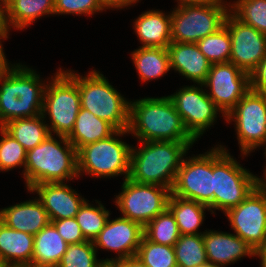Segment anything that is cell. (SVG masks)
Masks as SVG:
<instances>
[{
	"mask_svg": "<svg viewBox=\"0 0 266 267\" xmlns=\"http://www.w3.org/2000/svg\"><path fill=\"white\" fill-rule=\"evenodd\" d=\"M128 133L147 141L195 142L169 96L130 101Z\"/></svg>",
	"mask_w": 266,
	"mask_h": 267,
	"instance_id": "cell-1",
	"label": "cell"
},
{
	"mask_svg": "<svg viewBox=\"0 0 266 267\" xmlns=\"http://www.w3.org/2000/svg\"><path fill=\"white\" fill-rule=\"evenodd\" d=\"M131 147L129 179L172 189L184 156L194 142L147 141ZM138 149V150H137Z\"/></svg>",
	"mask_w": 266,
	"mask_h": 267,
	"instance_id": "cell-2",
	"label": "cell"
},
{
	"mask_svg": "<svg viewBox=\"0 0 266 267\" xmlns=\"http://www.w3.org/2000/svg\"><path fill=\"white\" fill-rule=\"evenodd\" d=\"M27 66L14 64L0 75V127L7 122L42 114L46 85Z\"/></svg>",
	"mask_w": 266,
	"mask_h": 267,
	"instance_id": "cell-3",
	"label": "cell"
},
{
	"mask_svg": "<svg viewBox=\"0 0 266 267\" xmlns=\"http://www.w3.org/2000/svg\"><path fill=\"white\" fill-rule=\"evenodd\" d=\"M50 134L39 145L27 151L23 178L26 189L41 183L68 182L77 172V150L65 136L58 141ZM63 144V146H62Z\"/></svg>",
	"mask_w": 266,
	"mask_h": 267,
	"instance_id": "cell-4",
	"label": "cell"
},
{
	"mask_svg": "<svg viewBox=\"0 0 266 267\" xmlns=\"http://www.w3.org/2000/svg\"><path fill=\"white\" fill-rule=\"evenodd\" d=\"M257 186V176L243 168L224 146L213 148V210L226 213Z\"/></svg>",
	"mask_w": 266,
	"mask_h": 267,
	"instance_id": "cell-5",
	"label": "cell"
},
{
	"mask_svg": "<svg viewBox=\"0 0 266 267\" xmlns=\"http://www.w3.org/2000/svg\"><path fill=\"white\" fill-rule=\"evenodd\" d=\"M81 108L112 124L117 130H128L130 102L99 71L86 76L76 73Z\"/></svg>",
	"mask_w": 266,
	"mask_h": 267,
	"instance_id": "cell-6",
	"label": "cell"
},
{
	"mask_svg": "<svg viewBox=\"0 0 266 267\" xmlns=\"http://www.w3.org/2000/svg\"><path fill=\"white\" fill-rule=\"evenodd\" d=\"M51 79L45 88L42 115L44 118L49 116L50 125L47 123V126L50 134L67 137L81 109L76 73L59 68Z\"/></svg>",
	"mask_w": 266,
	"mask_h": 267,
	"instance_id": "cell-7",
	"label": "cell"
},
{
	"mask_svg": "<svg viewBox=\"0 0 266 267\" xmlns=\"http://www.w3.org/2000/svg\"><path fill=\"white\" fill-rule=\"evenodd\" d=\"M126 133L128 134V130H117L106 139L81 147L77 151L78 177L85 172L97 178L123 174H125V179L129 178L132 146L117 137Z\"/></svg>",
	"mask_w": 266,
	"mask_h": 267,
	"instance_id": "cell-8",
	"label": "cell"
},
{
	"mask_svg": "<svg viewBox=\"0 0 266 267\" xmlns=\"http://www.w3.org/2000/svg\"><path fill=\"white\" fill-rule=\"evenodd\" d=\"M231 6L182 5L171 12L172 42L197 43L225 24Z\"/></svg>",
	"mask_w": 266,
	"mask_h": 267,
	"instance_id": "cell-9",
	"label": "cell"
},
{
	"mask_svg": "<svg viewBox=\"0 0 266 267\" xmlns=\"http://www.w3.org/2000/svg\"><path fill=\"white\" fill-rule=\"evenodd\" d=\"M122 191L115 197L122 217L145 227L168 208L171 189L153 184H142L124 179Z\"/></svg>",
	"mask_w": 266,
	"mask_h": 267,
	"instance_id": "cell-10",
	"label": "cell"
},
{
	"mask_svg": "<svg viewBox=\"0 0 266 267\" xmlns=\"http://www.w3.org/2000/svg\"><path fill=\"white\" fill-rule=\"evenodd\" d=\"M235 122L237 139L243 156L266 144V95L251 89L225 116Z\"/></svg>",
	"mask_w": 266,
	"mask_h": 267,
	"instance_id": "cell-11",
	"label": "cell"
},
{
	"mask_svg": "<svg viewBox=\"0 0 266 267\" xmlns=\"http://www.w3.org/2000/svg\"><path fill=\"white\" fill-rule=\"evenodd\" d=\"M171 194L202 203L213 209V148L205 154L183 159Z\"/></svg>",
	"mask_w": 266,
	"mask_h": 267,
	"instance_id": "cell-12",
	"label": "cell"
},
{
	"mask_svg": "<svg viewBox=\"0 0 266 267\" xmlns=\"http://www.w3.org/2000/svg\"><path fill=\"white\" fill-rule=\"evenodd\" d=\"M225 216L235 235L255 251L266 245V193L259 186Z\"/></svg>",
	"mask_w": 266,
	"mask_h": 267,
	"instance_id": "cell-13",
	"label": "cell"
},
{
	"mask_svg": "<svg viewBox=\"0 0 266 267\" xmlns=\"http://www.w3.org/2000/svg\"><path fill=\"white\" fill-rule=\"evenodd\" d=\"M203 86L209 87L210 92H207V95L214 101L225 119V116L251 89L250 74L231 62L214 63Z\"/></svg>",
	"mask_w": 266,
	"mask_h": 267,
	"instance_id": "cell-14",
	"label": "cell"
},
{
	"mask_svg": "<svg viewBox=\"0 0 266 267\" xmlns=\"http://www.w3.org/2000/svg\"><path fill=\"white\" fill-rule=\"evenodd\" d=\"M198 86H185L178 92L168 95L181 116L186 130L196 141L206 129L214 125L218 112L221 113L207 95V91L202 88L203 84Z\"/></svg>",
	"mask_w": 266,
	"mask_h": 267,
	"instance_id": "cell-15",
	"label": "cell"
},
{
	"mask_svg": "<svg viewBox=\"0 0 266 267\" xmlns=\"http://www.w3.org/2000/svg\"><path fill=\"white\" fill-rule=\"evenodd\" d=\"M224 25L229 31L232 44L229 62L251 74L266 56V35L243 24L231 12Z\"/></svg>",
	"mask_w": 266,
	"mask_h": 267,
	"instance_id": "cell-16",
	"label": "cell"
},
{
	"mask_svg": "<svg viewBox=\"0 0 266 267\" xmlns=\"http://www.w3.org/2000/svg\"><path fill=\"white\" fill-rule=\"evenodd\" d=\"M143 237V227L130 219L118 217L107 219L104 228L93 240L94 247L118 252V257L110 260H121L134 257ZM98 247V248H97Z\"/></svg>",
	"mask_w": 266,
	"mask_h": 267,
	"instance_id": "cell-17",
	"label": "cell"
},
{
	"mask_svg": "<svg viewBox=\"0 0 266 267\" xmlns=\"http://www.w3.org/2000/svg\"><path fill=\"white\" fill-rule=\"evenodd\" d=\"M28 191L38 194L50 221L75 217L86 201L65 182L36 184Z\"/></svg>",
	"mask_w": 266,
	"mask_h": 267,
	"instance_id": "cell-18",
	"label": "cell"
},
{
	"mask_svg": "<svg viewBox=\"0 0 266 267\" xmlns=\"http://www.w3.org/2000/svg\"><path fill=\"white\" fill-rule=\"evenodd\" d=\"M207 260L212 267H225L245 256H256V251L235 234L211 231L203 232Z\"/></svg>",
	"mask_w": 266,
	"mask_h": 267,
	"instance_id": "cell-19",
	"label": "cell"
},
{
	"mask_svg": "<svg viewBox=\"0 0 266 267\" xmlns=\"http://www.w3.org/2000/svg\"><path fill=\"white\" fill-rule=\"evenodd\" d=\"M167 50L170 69L178 71L197 85L206 81L212 63L200 51L197 43L171 42Z\"/></svg>",
	"mask_w": 266,
	"mask_h": 267,
	"instance_id": "cell-20",
	"label": "cell"
},
{
	"mask_svg": "<svg viewBox=\"0 0 266 267\" xmlns=\"http://www.w3.org/2000/svg\"><path fill=\"white\" fill-rule=\"evenodd\" d=\"M0 221L14 230L31 235H36L51 222L38 198L1 209Z\"/></svg>",
	"mask_w": 266,
	"mask_h": 267,
	"instance_id": "cell-21",
	"label": "cell"
},
{
	"mask_svg": "<svg viewBox=\"0 0 266 267\" xmlns=\"http://www.w3.org/2000/svg\"><path fill=\"white\" fill-rule=\"evenodd\" d=\"M34 235L14 230L0 221V258L10 267H29Z\"/></svg>",
	"mask_w": 266,
	"mask_h": 267,
	"instance_id": "cell-22",
	"label": "cell"
},
{
	"mask_svg": "<svg viewBox=\"0 0 266 267\" xmlns=\"http://www.w3.org/2000/svg\"><path fill=\"white\" fill-rule=\"evenodd\" d=\"M133 28L142 47L167 48L172 42L171 13L166 15L162 11H145L137 17Z\"/></svg>",
	"mask_w": 266,
	"mask_h": 267,
	"instance_id": "cell-23",
	"label": "cell"
},
{
	"mask_svg": "<svg viewBox=\"0 0 266 267\" xmlns=\"http://www.w3.org/2000/svg\"><path fill=\"white\" fill-rule=\"evenodd\" d=\"M117 129L104 119L96 117L92 112L81 108L78 112L68 141L78 151L81 147L106 139L113 135Z\"/></svg>",
	"mask_w": 266,
	"mask_h": 267,
	"instance_id": "cell-24",
	"label": "cell"
},
{
	"mask_svg": "<svg viewBox=\"0 0 266 267\" xmlns=\"http://www.w3.org/2000/svg\"><path fill=\"white\" fill-rule=\"evenodd\" d=\"M54 4L55 0H6L5 24L9 28L24 29L44 14L54 15Z\"/></svg>",
	"mask_w": 266,
	"mask_h": 267,
	"instance_id": "cell-25",
	"label": "cell"
},
{
	"mask_svg": "<svg viewBox=\"0 0 266 267\" xmlns=\"http://www.w3.org/2000/svg\"><path fill=\"white\" fill-rule=\"evenodd\" d=\"M31 265H58L66 252L68 243L50 222L34 235Z\"/></svg>",
	"mask_w": 266,
	"mask_h": 267,
	"instance_id": "cell-26",
	"label": "cell"
},
{
	"mask_svg": "<svg viewBox=\"0 0 266 267\" xmlns=\"http://www.w3.org/2000/svg\"><path fill=\"white\" fill-rule=\"evenodd\" d=\"M131 56L141 81L156 80L170 70L167 48L141 46Z\"/></svg>",
	"mask_w": 266,
	"mask_h": 267,
	"instance_id": "cell-27",
	"label": "cell"
},
{
	"mask_svg": "<svg viewBox=\"0 0 266 267\" xmlns=\"http://www.w3.org/2000/svg\"><path fill=\"white\" fill-rule=\"evenodd\" d=\"M44 120L45 118L42 114L36 117L18 118L7 122L2 128L28 151L39 145L50 135Z\"/></svg>",
	"mask_w": 266,
	"mask_h": 267,
	"instance_id": "cell-28",
	"label": "cell"
},
{
	"mask_svg": "<svg viewBox=\"0 0 266 267\" xmlns=\"http://www.w3.org/2000/svg\"><path fill=\"white\" fill-rule=\"evenodd\" d=\"M168 209L174 215L181 235L204 234L198 232V228L203 223L205 209L210 210L208 206L171 194L168 201Z\"/></svg>",
	"mask_w": 266,
	"mask_h": 267,
	"instance_id": "cell-29",
	"label": "cell"
},
{
	"mask_svg": "<svg viewBox=\"0 0 266 267\" xmlns=\"http://www.w3.org/2000/svg\"><path fill=\"white\" fill-rule=\"evenodd\" d=\"M173 247L178 267H203L209 265L203 234L180 235Z\"/></svg>",
	"mask_w": 266,
	"mask_h": 267,
	"instance_id": "cell-30",
	"label": "cell"
},
{
	"mask_svg": "<svg viewBox=\"0 0 266 267\" xmlns=\"http://www.w3.org/2000/svg\"><path fill=\"white\" fill-rule=\"evenodd\" d=\"M143 235L154 243L174 246L181 233L174 215L167 208L143 227Z\"/></svg>",
	"mask_w": 266,
	"mask_h": 267,
	"instance_id": "cell-31",
	"label": "cell"
},
{
	"mask_svg": "<svg viewBox=\"0 0 266 267\" xmlns=\"http://www.w3.org/2000/svg\"><path fill=\"white\" fill-rule=\"evenodd\" d=\"M96 203L98 206L85 201L75 216L84 238L89 241H93L99 235L110 215L100 201Z\"/></svg>",
	"mask_w": 266,
	"mask_h": 267,
	"instance_id": "cell-32",
	"label": "cell"
},
{
	"mask_svg": "<svg viewBox=\"0 0 266 267\" xmlns=\"http://www.w3.org/2000/svg\"><path fill=\"white\" fill-rule=\"evenodd\" d=\"M197 45L212 64L230 61L232 44L229 31L225 25L217 32L199 40Z\"/></svg>",
	"mask_w": 266,
	"mask_h": 267,
	"instance_id": "cell-33",
	"label": "cell"
},
{
	"mask_svg": "<svg viewBox=\"0 0 266 267\" xmlns=\"http://www.w3.org/2000/svg\"><path fill=\"white\" fill-rule=\"evenodd\" d=\"M135 257L147 267H178L173 246L154 243L144 235Z\"/></svg>",
	"mask_w": 266,
	"mask_h": 267,
	"instance_id": "cell-34",
	"label": "cell"
},
{
	"mask_svg": "<svg viewBox=\"0 0 266 267\" xmlns=\"http://www.w3.org/2000/svg\"><path fill=\"white\" fill-rule=\"evenodd\" d=\"M230 12L243 24L266 35V0H237Z\"/></svg>",
	"mask_w": 266,
	"mask_h": 267,
	"instance_id": "cell-35",
	"label": "cell"
},
{
	"mask_svg": "<svg viewBox=\"0 0 266 267\" xmlns=\"http://www.w3.org/2000/svg\"><path fill=\"white\" fill-rule=\"evenodd\" d=\"M98 251L93 241L68 244L66 252L62 256L59 267H97L100 260L97 259Z\"/></svg>",
	"mask_w": 266,
	"mask_h": 267,
	"instance_id": "cell-36",
	"label": "cell"
},
{
	"mask_svg": "<svg viewBox=\"0 0 266 267\" xmlns=\"http://www.w3.org/2000/svg\"><path fill=\"white\" fill-rule=\"evenodd\" d=\"M0 170L9 171L18 166L25 168L27 151L2 127H0Z\"/></svg>",
	"mask_w": 266,
	"mask_h": 267,
	"instance_id": "cell-37",
	"label": "cell"
},
{
	"mask_svg": "<svg viewBox=\"0 0 266 267\" xmlns=\"http://www.w3.org/2000/svg\"><path fill=\"white\" fill-rule=\"evenodd\" d=\"M107 9L101 0H55L54 14L92 15Z\"/></svg>",
	"mask_w": 266,
	"mask_h": 267,
	"instance_id": "cell-38",
	"label": "cell"
},
{
	"mask_svg": "<svg viewBox=\"0 0 266 267\" xmlns=\"http://www.w3.org/2000/svg\"><path fill=\"white\" fill-rule=\"evenodd\" d=\"M57 232L68 244L80 243L87 241L76 221L75 217L51 221Z\"/></svg>",
	"mask_w": 266,
	"mask_h": 267,
	"instance_id": "cell-39",
	"label": "cell"
},
{
	"mask_svg": "<svg viewBox=\"0 0 266 267\" xmlns=\"http://www.w3.org/2000/svg\"><path fill=\"white\" fill-rule=\"evenodd\" d=\"M251 90L266 95V56L250 74Z\"/></svg>",
	"mask_w": 266,
	"mask_h": 267,
	"instance_id": "cell-40",
	"label": "cell"
},
{
	"mask_svg": "<svg viewBox=\"0 0 266 267\" xmlns=\"http://www.w3.org/2000/svg\"><path fill=\"white\" fill-rule=\"evenodd\" d=\"M10 29L6 24H0V75L5 74L9 71L14 65H9L6 56L4 54V48L2 46L1 40L8 38V33Z\"/></svg>",
	"mask_w": 266,
	"mask_h": 267,
	"instance_id": "cell-41",
	"label": "cell"
},
{
	"mask_svg": "<svg viewBox=\"0 0 266 267\" xmlns=\"http://www.w3.org/2000/svg\"><path fill=\"white\" fill-rule=\"evenodd\" d=\"M177 2L179 3L178 6L193 5V4L215 5V6H231L230 4L226 3L227 1H224V0H177Z\"/></svg>",
	"mask_w": 266,
	"mask_h": 267,
	"instance_id": "cell-42",
	"label": "cell"
},
{
	"mask_svg": "<svg viewBox=\"0 0 266 267\" xmlns=\"http://www.w3.org/2000/svg\"><path fill=\"white\" fill-rule=\"evenodd\" d=\"M107 9L117 8L122 9L123 7H128L133 3L139 2V0H101Z\"/></svg>",
	"mask_w": 266,
	"mask_h": 267,
	"instance_id": "cell-43",
	"label": "cell"
},
{
	"mask_svg": "<svg viewBox=\"0 0 266 267\" xmlns=\"http://www.w3.org/2000/svg\"><path fill=\"white\" fill-rule=\"evenodd\" d=\"M122 267H147L138 258L129 257L127 259H122Z\"/></svg>",
	"mask_w": 266,
	"mask_h": 267,
	"instance_id": "cell-44",
	"label": "cell"
},
{
	"mask_svg": "<svg viewBox=\"0 0 266 267\" xmlns=\"http://www.w3.org/2000/svg\"><path fill=\"white\" fill-rule=\"evenodd\" d=\"M97 267H122L121 260H110L109 258L103 259L99 262Z\"/></svg>",
	"mask_w": 266,
	"mask_h": 267,
	"instance_id": "cell-45",
	"label": "cell"
},
{
	"mask_svg": "<svg viewBox=\"0 0 266 267\" xmlns=\"http://www.w3.org/2000/svg\"><path fill=\"white\" fill-rule=\"evenodd\" d=\"M256 256L261 259V267H266V245L256 251Z\"/></svg>",
	"mask_w": 266,
	"mask_h": 267,
	"instance_id": "cell-46",
	"label": "cell"
},
{
	"mask_svg": "<svg viewBox=\"0 0 266 267\" xmlns=\"http://www.w3.org/2000/svg\"><path fill=\"white\" fill-rule=\"evenodd\" d=\"M258 179V186L266 193V173H264V179L259 178Z\"/></svg>",
	"mask_w": 266,
	"mask_h": 267,
	"instance_id": "cell-47",
	"label": "cell"
},
{
	"mask_svg": "<svg viewBox=\"0 0 266 267\" xmlns=\"http://www.w3.org/2000/svg\"><path fill=\"white\" fill-rule=\"evenodd\" d=\"M0 24H5L4 21V2L0 0Z\"/></svg>",
	"mask_w": 266,
	"mask_h": 267,
	"instance_id": "cell-48",
	"label": "cell"
},
{
	"mask_svg": "<svg viewBox=\"0 0 266 267\" xmlns=\"http://www.w3.org/2000/svg\"><path fill=\"white\" fill-rule=\"evenodd\" d=\"M29 267H59L58 265H30Z\"/></svg>",
	"mask_w": 266,
	"mask_h": 267,
	"instance_id": "cell-49",
	"label": "cell"
},
{
	"mask_svg": "<svg viewBox=\"0 0 266 267\" xmlns=\"http://www.w3.org/2000/svg\"><path fill=\"white\" fill-rule=\"evenodd\" d=\"M0 267H10L2 258H0Z\"/></svg>",
	"mask_w": 266,
	"mask_h": 267,
	"instance_id": "cell-50",
	"label": "cell"
},
{
	"mask_svg": "<svg viewBox=\"0 0 266 267\" xmlns=\"http://www.w3.org/2000/svg\"><path fill=\"white\" fill-rule=\"evenodd\" d=\"M265 146H266V144H265ZM265 156H266V147H265ZM266 168V167H265ZM264 172L266 173V169H264Z\"/></svg>",
	"mask_w": 266,
	"mask_h": 267,
	"instance_id": "cell-51",
	"label": "cell"
}]
</instances>
